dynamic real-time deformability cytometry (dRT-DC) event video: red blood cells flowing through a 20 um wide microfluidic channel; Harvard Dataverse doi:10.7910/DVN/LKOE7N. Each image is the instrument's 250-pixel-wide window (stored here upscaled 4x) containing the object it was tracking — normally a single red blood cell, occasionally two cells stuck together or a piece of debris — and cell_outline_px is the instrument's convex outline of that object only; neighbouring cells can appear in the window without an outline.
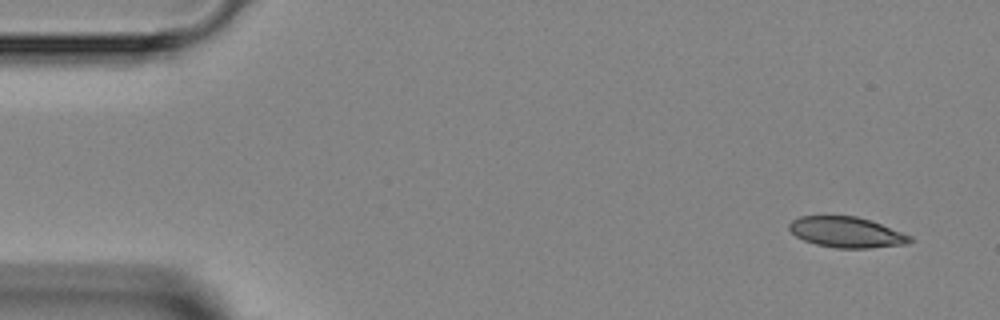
{"species": "Egyptian fruit bat (a non-hibernating species)", "species_latin": "Rousettus aegyptiacus", "temperature_condition": "room temperature", "stored_images_in_passage": 4, "camera_frame_rate_fps": 3000, "um_per_image_px": 0.085, "animal": {"sex": "female"}, "frame": {"image": 1, "passage_image": 1, "time_ms": 0.0, "image_size_px": [1000, 320], "cell_outline_px": [[912, 240], [908, 244], [868, 248], [836, 248], [816, 244], [804, 240], [796, 236], [788, 228], [788, 224], [792, 220], [800, 216], [856, 216], [880, 224], [912, 236]], "centroid_in_image_um": [71.94, 19.74], "position_along_channel_um": 13.1, "area_um2": 21.39}}
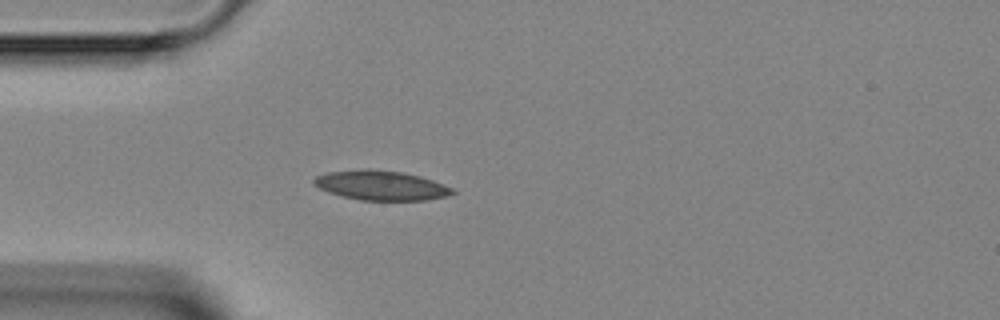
{"frame": {"image": 2, "passage_image": 4, "time_ms": 3.333, "image_size_px": [1000, 320], "cell_outline_px": [[456, 192], [448, 196], [428, 200], [360, 200], [328, 192], [312, 184], [312, 180], [316, 176], [328, 172], [364, 168], [368, 168], [400, 172], [420, 176], [444, 184], [452, 188]], "centroid_in_image_um": [32.38, 15.75], "position_along_channel_um": 52.6, "area_um2": 23.93}}